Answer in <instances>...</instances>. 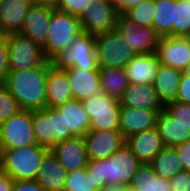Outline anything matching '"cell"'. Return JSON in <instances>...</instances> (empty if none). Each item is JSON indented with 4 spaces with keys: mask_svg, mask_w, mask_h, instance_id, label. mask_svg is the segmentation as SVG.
I'll return each mask as SVG.
<instances>
[{
    "mask_svg": "<svg viewBox=\"0 0 190 191\" xmlns=\"http://www.w3.org/2000/svg\"><path fill=\"white\" fill-rule=\"evenodd\" d=\"M140 164L124 144L107 159L89 160L85 169L93 189L102 191L107 186H129Z\"/></svg>",
    "mask_w": 190,
    "mask_h": 191,
    "instance_id": "cell-1",
    "label": "cell"
},
{
    "mask_svg": "<svg viewBox=\"0 0 190 191\" xmlns=\"http://www.w3.org/2000/svg\"><path fill=\"white\" fill-rule=\"evenodd\" d=\"M50 62L35 68L9 71L3 85L22 110H42L46 107V83Z\"/></svg>",
    "mask_w": 190,
    "mask_h": 191,
    "instance_id": "cell-2",
    "label": "cell"
},
{
    "mask_svg": "<svg viewBox=\"0 0 190 191\" xmlns=\"http://www.w3.org/2000/svg\"><path fill=\"white\" fill-rule=\"evenodd\" d=\"M48 151L49 149L38 144L0 150L1 171L7 173L14 181L35 179Z\"/></svg>",
    "mask_w": 190,
    "mask_h": 191,
    "instance_id": "cell-3",
    "label": "cell"
},
{
    "mask_svg": "<svg viewBox=\"0 0 190 191\" xmlns=\"http://www.w3.org/2000/svg\"><path fill=\"white\" fill-rule=\"evenodd\" d=\"M49 62L52 67L62 70L71 67L98 69L95 36L88 32L80 33L72 40L69 48L58 51Z\"/></svg>",
    "mask_w": 190,
    "mask_h": 191,
    "instance_id": "cell-4",
    "label": "cell"
},
{
    "mask_svg": "<svg viewBox=\"0 0 190 191\" xmlns=\"http://www.w3.org/2000/svg\"><path fill=\"white\" fill-rule=\"evenodd\" d=\"M82 32L79 17L53 9L47 39L42 46L45 57L49 60L58 51L69 48L72 40Z\"/></svg>",
    "mask_w": 190,
    "mask_h": 191,
    "instance_id": "cell-5",
    "label": "cell"
},
{
    "mask_svg": "<svg viewBox=\"0 0 190 191\" xmlns=\"http://www.w3.org/2000/svg\"><path fill=\"white\" fill-rule=\"evenodd\" d=\"M98 67L125 69L136 53L116 29L95 36Z\"/></svg>",
    "mask_w": 190,
    "mask_h": 191,
    "instance_id": "cell-6",
    "label": "cell"
},
{
    "mask_svg": "<svg viewBox=\"0 0 190 191\" xmlns=\"http://www.w3.org/2000/svg\"><path fill=\"white\" fill-rule=\"evenodd\" d=\"M86 113L90 117L89 130L119 129L120 103L102 91L94 93L82 101Z\"/></svg>",
    "mask_w": 190,
    "mask_h": 191,
    "instance_id": "cell-7",
    "label": "cell"
},
{
    "mask_svg": "<svg viewBox=\"0 0 190 191\" xmlns=\"http://www.w3.org/2000/svg\"><path fill=\"white\" fill-rule=\"evenodd\" d=\"M9 48V69L19 71L38 67L48 59L43 47L19 33L4 35Z\"/></svg>",
    "mask_w": 190,
    "mask_h": 191,
    "instance_id": "cell-8",
    "label": "cell"
},
{
    "mask_svg": "<svg viewBox=\"0 0 190 191\" xmlns=\"http://www.w3.org/2000/svg\"><path fill=\"white\" fill-rule=\"evenodd\" d=\"M37 144L32 128V110H21L0 124V150Z\"/></svg>",
    "mask_w": 190,
    "mask_h": 191,
    "instance_id": "cell-9",
    "label": "cell"
},
{
    "mask_svg": "<svg viewBox=\"0 0 190 191\" xmlns=\"http://www.w3.org/2000/svg\"><path fill=\"white\" fill-rule=\"evenodd\" d=\"M119 11L113 0H91L79 17L83 32L98 35L116 29Z\"/></svg>",
    "mask_w": 190,
    "mask_h": 191,
    "instance_id": "cell-10",
    "label": "cell"
},
{
    "mask_svg": "<svg viewBox=\"0 0 190 191\" xmlns=\"http://www.w3.org/2000/svg\"><path fill=\"white\" fill-rule=\"evenodd\" d=\"M116 30L136 54L155 53L160 36L153 27H140L124 13H119Z\"/></svg>",
    "mask_w": 190,
    "mask_h": 191,
    "instance_id": "cell-11",
    "label": "cell"
},
{
    "mask_svg": "<svg viewBox=\"0 0 190 191\" xmlns=\"http://www.w3.org/2000/svg\"><path fill=\"white\" fill-rule=\"evenodd\" d=\"M155 53L163 65L190 70V36H161Z\"/></svg>",
    "mask_w": 190,
    "mask_h": 191,
    "instance_id": "cell-12",
    "label": "cell"
},
{
    "mask_svg": "<svg viewBox=\"0 0 190 191\" xmlns=\"http://www.w3.org/2000/svg\"><path fill=\"white\" fill-rule=\"evenodd\" d=\"M83 139L88 160L107 159L125 144L119 129L89 130Z\"/></svg>",
    "mask_w": 190,
    "mask_h": 191,
    "instance_id": "cell-13",
    "label": "cell"
},
{
    "mask_svg": "<svg viewBox=\"0 0 190 191\" xmlns=\"http://www.w3.org/2000/svg\"><path fill=\"white\" fill-rule=\"evenodd\" d=\"M126 146L140 163L150 164L165 147L157 127L130 135L125 139Z\"/></svg>",
    "mask_w": 190,
    "mask_h": 191,
    "instance_id": "cell-14",
    "label": "cell"
},
{
    "mask_svg": "<svg viewBox=\"0 0 190 191\" xmlns=\"http://www.w3.org/2000/svg\"><path fill=\"white\" fill-rule=\"evenodd\" d=\"M51 151L66 172L84 169L89 161L82 137H73L59 142Z\"/></svg>",
    "mask_w": 190,
    "mask_h": 191,
    "instance_id": "cell-15",
    "label": "cell"
},
{
    "mask_svg": "<svg viewBox=\"0 0 190 191\" xmlns=\"http://www.w3.org/2000/svg\"><path fill=\"white\" fill-rule=\"evenodd\" d=\"M63 114L65 140L73 137H84L89 131L90 117L81 101L74 98L56 107Z\"/></svg>",
    "mask_w": 190,
    "mask_h": 191,
    "instance_id": "cell-16",
    "label": "cell"
},
{
    "mask_svg": "<svg viewBox=\"0 0 190 191\" xmlns=\"http://www.w3.org/2000/svg\"><path fill=\"white\" fill-rule=\"evenodd\" d=\"M159 112L160 110L121 107L119 130L126 139L130 135L151 129L156 126Z\"/></svg>",
    "mask_w": 190,
    "mask_h": 191,
    "instance_id": "cell-17",
    "label": "cell"
},
{
    "mask_svg": "<svg viewBox=\"0 0 190 191\" xmlns=\"http://www.w3.org/2000/svg\"><path fill=\"white\" fill-rule=\"evenodd\" d=\"M53 9L48 6L32 5L26 14L20 33L43 46L47 39Z\"/></svg>",
    "mask_w": 190,
    "mask_h": 191,
    "instance_id": "cell-18",
    "label": "cell"
},
{
    "mask_svg": "<svg viewBox=\"0 0 190 191\" xmlns=\"http://www.w3.org/2000/svg\"><path fill=\"white\" fill-rule=\"evenodd\" d=\"M70 83L72 98L84 101L94 93L101 91L98 69H79L71 67L65 70Z\"/></svg>",
    "mask_w": 190,
    "mask_h": 191,
    "instance_id": "cell-19",
    "label": "cell"
},
{
    "mask_svg": "<svg viewBox=\"0 0 190 191\" xmlns=\"http://www.w3.org/2000/svg\"><path fill=\"white\" fill-rule=\"evenodd\" d=\"M160 64L156 53L136 54L125 67L128 83L153 85Z\"/></svg>",
    "mask_w": 190,
    "mask_h": 191,
    "instance_id": "cell-20",
    "label": "cell"
},
{
    "mask_svg": "<svg viewBox=\"0 0 190 191\" xmlns=\"http://www.w3.org/2000/svg\"><path fill=\"white\" fill-rule=\"evenodd\" d=\"M119 103L121 107L135 109L162 110L164 108L152 84H129Z\"/></svg>",
    "mask_w": 190,
    "mask_h": 191,
    "instance_id": "cell-21",
    "label": "cell"
},
{
    "mask_svg": "<svg viewBox=\"0 0 190 191\" xmlns=\"http://www.w3.org/2000/svg\"><path fill=\"white\" fill-rule=\"evenodd\" d=\"M32 5L31 0H1L0 29L2 33L4 35L19 33Z\"/></svg>",
    "mask_w": 190,
    "mask_h": 191,
    "instance_id": "cell-22",
    "label": "cell"
},
{
    "mask_svg": "<svg viewBox=\"0 0 190 191\" xmlns=\"http://www.w3.org/2000/svg\"><path fill=\"white\" fill-rule=\"evenodd\" d=\"M66 175V170L49 150L43 157L35 180L46 191H64Z\"/></svg>",
    "mask_w": 190,
    "mask_h": 191,
    "instance_id": "cell-23",
    "label": "cell"
},
{
    "mask_svg": "<svg viewBox=\"0 0 190 191\" xmlns=\"http://www.w3.org/2000/svg\"><path fill=\"white\" fill-rule=\"evenodd\" d=\"M45 89L46 107L56 108L72 99L70 83L65 70L50 66Z\"/></svg>",
    "mask_w": 190,
    "mask_h": 191,
    "instance_id": "cell-24",
    "label": "cell"
},
{
    "mask_svg": "<svg viewBox=\"0 0 190 191\" xmlns=\"http://www.w3.org/2000/svg\"><path fill=\"white\" fill-rule=\"evenodd\" d=\"M156 127L165 147H176L190 140V124L174 121L163 108L160 110Z\"/></svg>",
    "mask_w": 190,
    "mask_h": 191,
    "instance_id": "cell-25",
    "label": "cell"
},
{
    "mask_svg": "<svg viewBox=\"0 0 190 191\" xmlns=\"http://www.w3.org/2000/svg\"><path fill=\"white\" fill-rule=\"evenodd\" d=\"M182 74L179 69L160 64L153 86L163 106L175 101Z\"/></svg>",
    "mask_w": 190,
    "mask_h": 191,
    "instance_id": "cell-26",
    "label": "cell"
},
{
    "mask_svg": "<svg viewBox=\"0 0 190 191\" xmlns=\"http://www.w3.org/2000/svg\"><path fill=\"white\" fill-rule=\"evenodd\" d=\"M32 128L39 146L51 150L56 145V134H53L52 108L32 110Z\"/></svg>",
    "mask_w": 190,
    "mask_h": 191,
    "instance_id": "cell-27",
    "label": "cell"
},
{
    "mask_svg": "<svg viewBox=\"0 0 190 191\" xmlns=\"http://www.w3.org/2000/svg\"><path fill=\"white\" fill-rule=\"evenodd\" d=\"M98 71L101 91L120 100L129 85L125 69L98 67Z\"/></svg>",
    "mask_w": 190,
    "mask_h": 191,
    "instance_id": "cell-28",
    "label": "cell"
},
{
    "mask_svg": "<svg viewBox=\"0 0 190 191\" xmlns=\"http://www.w3.org/2000/svg\"><path fill=\"white\" fill-rule=\"evenodd\" d=\"M130 186L138 191H171L169 180L159 177L151 164L145 163L138 166Z\"/></svg>",
    "mask_w": 190,
    "mask_h": 191,
    "instance_id": "cell-29",
    "label": "cell"
},
{
    "mask_svg": "<svg viewBox=\"0 0 190 191\" xmlns=\"http://www.w3.org/2000/svg\"><path fill=\"white\" fill-rule=\"evenodd\" d=\"M150 164L159 177L167 180L184 170L174 147H164Z\"/></svg>",
    "mask_w": 190,
    "mask_h": 191,
    "instance_id": "cell-30",
    "label": "cell"
},
{
    "mask_svg": "<svg viewBox=\"0 0 190 191\" xmlns=\"http://www.w3.org/2000/svg\"><path fill=\"white\" fill-rule=\"evenodd\" d=\"M175 0H155L153 29L161 36H174Z\"/></svg>",
    "mask_w": 190,
    "mask_h": 191,
    "instance_id": "cell-31",
    "label": "cell"
},
{
    "mask_svg": "<svg viewBox=\"0 0 190 191\" xmlns=\"http://www.w3.org/2000/svg\"><path fill=\"white\" fill-rule=\"evenodd\" d=\"M155 0H143L124 14L140 27H153Z\"/></svg>",
    "mask_w": 190,
    "mask_h": 191,
    "instance_id": "cell-32",
    "label": "cell"
},
{
    "mask_svg": "<svg viewBox=\"0 0 190 191\" xmlns=\"http://www.w3.org/2000/svg\"><path fill=\"white\" fill-rule=\"evenodd\" d=\"M174 36H190V2L175 0Z\"/></svg>",
    "mask_w": 190,
    "mask_h": 191,
    "instance_id": "cell-33",
    "label": "cell"
},
{
    "mask_svg": "<svg viewBox=\"0 0 190 191\" xmlns=\"http://www.w3.org/2000/svg\"><path fill=\"white\" fill-rule=\"evenodd\" d=\"M64 191H95L85 168L67 172Z\"/></svg>",
    "mask_w": 190,
    "mask_h": 191,
    "instance_id": "cell-34",
    "label": "cell"
},
{
    "mask_svg": "<svg viewBox=\"0 0 190 191\" xmlns=\"http://www.w3.org/2000/svg\"><path fill=\"white\" fill-rule=\"evenodd\" d=\"M21 110L12 94L3 84H0V124Z\"/></svg>",
    "mask_w": 190,
    "mask_h": 191,
    "instance_id": "cell-35",
    "label": "cell"
},
{
    "mask_svg": "<svg viewBox=\"0 0 190 191\" xmlns=\"http://www.w3.org/2000/svg\"><path fill=\"white\" fill-rule=\"evenodd\" d=\"M164 109L171 115L174 121L190 124V104L175 100L164 105Z\"/></svg>",
    "mask_w": 190,
    "mask_h": 191,
    "instance_id": "cell-36",
    "label": "cell"
},
{
    "mask_svg": "<svg viewBox=\"0 0 190 191\" xmlns=\"http://www.w3.org/2000/svg\"><path fill=\"white\" fill-rule=\"evenodd\" d=\"M90 3L91 0H62L56 9L80 17Z\"/></svg>",
    "mask_w": 190,
    "mask_h": 191,
    "instance_id": "cell-37",
    "label": "cell"
},
{
    "mask_svg": "<svg viewBox=\"0 0 190 191\" xmlns=\"http://www.w3.org/2000/svg\"><path fill=\"white\" fill-rule=\"evenodd\" d=\"M9 71V48L4 36L0 40V84L5 82Z\"/></svg>",
    "mask_w": 190,
    "mask_h": 191,
    "instance_id": "cell-38",
    "label": "cell"
},
{
    "mask_svg": "<svg viewBox=\"0 0 190 191\" xmlns=\"http://www.w3.org/2000/svg\"><path fill=\"white\" fill-rule=\"evenodd\" d=\"M175 100L190 104V70L183 71Z\"/></svg>",
    "mask_w": 190,
    "mask_h": 191,
    "instance_id": "cell-39",
    "label": "cell"
},
{
    "mask_svg": "<svg viewBox=\"0 0 190 191\" xmlns=\"http://www.w3.org/2000/svg\"><path fill=\"white\" fill-rule=\"evenodd\" d=\"M171 191H190V173L181 171L169 179Z\"/></svg>",
    "mask_w": 190,
    "mask_h": 191,
    "instance_id": "cell-40",
    "label": "cell"
},
{
    "mask_svg": "<svg viewBox=\"0 0 190 191\" xmlns=\"http://www.w3.org/2000/svg\"><path fill=\"white\" fill-rule=\"evenodd\" d=\"M53 134H56V144L65 140L63 114L52 108Z\"/></svg>",
    "mask_w": 190,
    "mask_h": 191,
    "instance_id": "cell-41",
    "label": "cell"
},
{
    "mask_svg": "<svg viewBox=\"0 0 190 191\" xmlns=\"http://www.w3.org/2000/svg\"><path fill=\"white\" fill-rule=\"evenodd\" d=\"M12 191H46L35 180H16L13 182Z\"/></svg>",
    "mask_w": 190,
    "mask_h": 191,
    "instance_id": "cell-42",
    "label": "cell"
},
{
    "mask_svg": "<svg viewBox=\"0 0 190 191\" xmlns=\"http://www.w3.org/2000/svg\"><path fill=\"white\" fill-rule=\"evenodd\" d=\"M175 149L177 150L184 171L190 173V140L186 143L177 145Z\"/></svg>",
    "mask_w": 190,
    "mask_h": 191,
    "instance_id": "cell-43",
    "label": "cell"
},
{
    "mask_svg": "<svg viewBox=\"0 0 190 191\" xmlns=\"http://www.w3.org/2000/svg\"><path fill=\"white\" fill-rule=\"evenodd\" d=\"M119 13H125L128 9L135 7L143 0H113Z\"/></svg>",
    "mask_w": 190,
    "mask_h": 191,
    "instance_id": "cell-44",
    "label": "cell"
},
{
    "mask_svg": "<svg viewBox=\"0 0 190 191\" xmlns=\"http://www.w3.org/2000/svg\"><path fill=\"white\" fill-rule=\"evenodd\" d=\"M14 180L3 171H0V191H12Z\"/></svg>",
    "mask_w": 190,
    "mask_h": 191,
    "instance_id": "cell-45",
    "label": "cell"
},
{
    "mask_svg": "<svg viewBox=\"0 0 190 191\" xmlns=\"http://www.w3.org/2000/svg\"><path fill=\"white\" fill-rule=\"evenodd\" d=\"M62 0H31L33 5L48 6L56 9Z\"/></svg>",
    "mask_w": 190,
    "mask_h": 191,
    "instance_id": "cell-46",
    "label": "cell"
},
{
    "mask_svg": "<svg viewBox=\"0 0 190 191\" xmlns=\"http://www.w3.org/2000/svg\"><path fill=\"white\" fill-rule=\"evenodd\" d=\"M102 191H129V186L125 185L107 186Z\"/></svg>",
    "mask_w": 190,
    "mask_h": 191,
    "instance_id": "cell-47",
    "label": "cell"
},
{
    "mask_svg": "<svg viewBox=\"0 0 190 191\" xmlns=\"http://www.w3.org/2000/svg\"><path fill=\"white\" fill-rule=\"evenodd\" d=\"M129 191H138L137 189H134L133 187H131L130 185H129Z\"/></svg>",
    "mask_w": 190,
    "mask_h": 191,
    "instance_id": "cell-48",
    "label": "cell"
},
{
    "mask_svg": "<svg viewBox=\"0 0 190 191\" xmlns=\"http://www.w3.org/2000/svg\"><path fill=\"white\" fill-rule=\"evenodd\" d=\"M4 37V34L2 33L1 29H0V40Z\"/></svg>",
    "mask_w": 190,
    "mask_h": 191,
    "instance_id": "cell-49",
    "label": "cell"
}]
</instances>
